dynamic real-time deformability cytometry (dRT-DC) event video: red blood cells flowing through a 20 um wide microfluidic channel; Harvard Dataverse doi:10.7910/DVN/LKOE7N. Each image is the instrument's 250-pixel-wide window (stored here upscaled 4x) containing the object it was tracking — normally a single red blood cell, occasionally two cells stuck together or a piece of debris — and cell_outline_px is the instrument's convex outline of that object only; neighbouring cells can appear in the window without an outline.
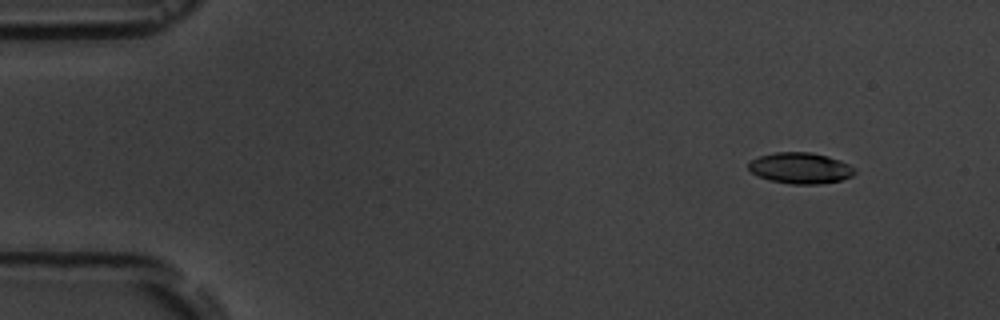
{"species": "common noctule bat (a hibernating species)", "species_latin": "Nyctalus noctula", "temperature_condition": "room temperature", "stored_images_in_passage": 15, "camera_frame_rate_fps": 3000, "um_per_image_px": 0.085, "animal": {"sex": "male", "body_mass_g": 19.5, "forearm_length_mm": 54.6}, "frame": {"image": 1, "passage_image": 1, "time_ms": 0.0, "image_size_px": [1000, 320], "cell_outline_px": [[856, 172], [852, 176], [840, 180], [820, 184], [788, 184], [768, 180], [752, 172], [748, 168], [748, 160], [760, 156], [776, 152], [812, 152], [828, 156], [840, 160], [856, 168]], "centroid_in_image_um": [68.03, 14.28], "position_along_channel_um": 17.0, "area_um2": 19.36}}
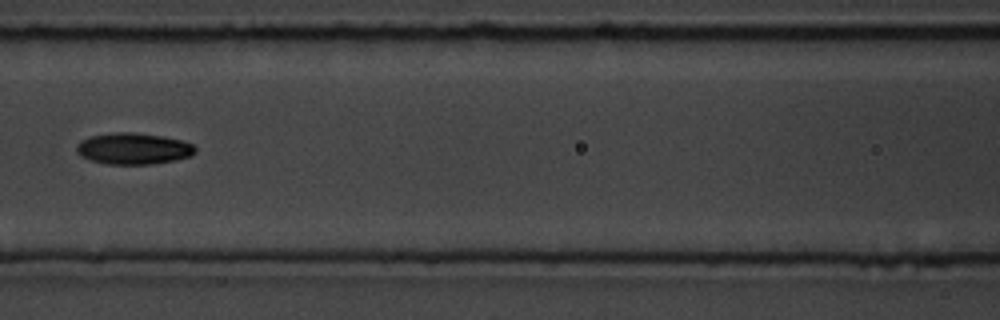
{"frame": {"image": 2, "passage_image": 6, "time_ms": 6.667, "image_size_px": [1000, 320], "cell_outline_px": [[196, 152], [192, 156], [176, 160], [152, 164], [108, 164], [92, 160], [80, 156], [76, 152], [76, 144], [80, 140], [92, 136], [112, 132], [132, 132], [160, 136], [180, 140], [192, 144], [196, 148]], "centroid_in_image_um": [11.33, 12.63], "position_along_channel_um": 155.3, "area_um2": 21.73}}
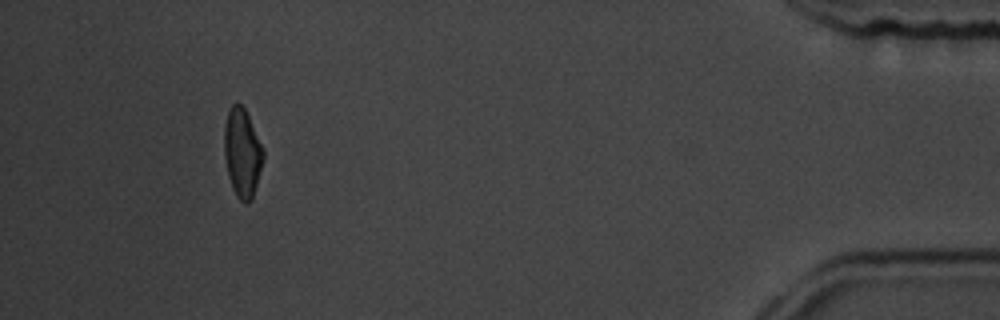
{"frame": {"image": 3, "passage_image": 14, "time_ms": 15.667, "image_size_px": [1000, 320], "cell_outline_px": [[264, 160], [252, 200], [248, 204], [244, 204], [236, 196], [232, 188], [228, 176], [224, 156], [224, 124], [228, 112], [232, 104], [240, 104], [244, 108], [264, 148]], "centroid_in_image_um": [20.6, 13.04], "position_along_channel_um": 414.6, "area_um2": 20.4}, "authors_computed_cell_mechanics": {"area_um2": 20.3456, "velocity_mm_per_s": 3.6296, "shape_relaxation_time_tau1_ms": 5.2992, "shape_relaxation_time_tau2_ms": null, "deformation_change_tau1": 0.1425, "deformation_change_tau2": null}}